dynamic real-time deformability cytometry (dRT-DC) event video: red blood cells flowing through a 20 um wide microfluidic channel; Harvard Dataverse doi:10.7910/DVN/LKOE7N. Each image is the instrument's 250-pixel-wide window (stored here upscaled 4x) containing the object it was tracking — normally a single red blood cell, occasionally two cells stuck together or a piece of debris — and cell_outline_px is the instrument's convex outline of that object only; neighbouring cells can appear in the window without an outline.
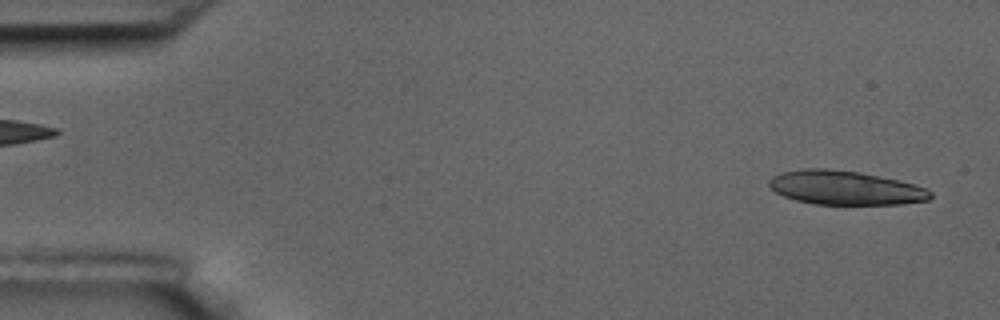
{"species": "common noctule bat (a hibernating species)", "species_latin": "Nyctalus noctula", "temperature_condition": "room temperature", "stored_images_in_passage": 5, "segment_of_instrument_passage": [2, 2], "camera_frame_rate_fps": 3000, "um_per_image_px": 0.085, "animal": {"sex": "male", "body_mass_g": 17.5, "forearm_length_mm": 52.3}, "frame": {"image": 1, "passage_image": 5, "time_ms": 5.667, "image_size_px": [1000, 320], "cell_outline_px": [[932, 196], [928, 200], [900, 204], [816, 204], [796, 200], [784, 196], [776, 192], [768, 184], [768, 180], [772, 176], [784, 172], [804, 168], [824, 168], [860, 172], [900, 180], [928, 188], [932, 192]], "centroid_in_image_um": [71.87, 15.95], "position_along_channel_um": 13.1, "area_um2": 31.96}}